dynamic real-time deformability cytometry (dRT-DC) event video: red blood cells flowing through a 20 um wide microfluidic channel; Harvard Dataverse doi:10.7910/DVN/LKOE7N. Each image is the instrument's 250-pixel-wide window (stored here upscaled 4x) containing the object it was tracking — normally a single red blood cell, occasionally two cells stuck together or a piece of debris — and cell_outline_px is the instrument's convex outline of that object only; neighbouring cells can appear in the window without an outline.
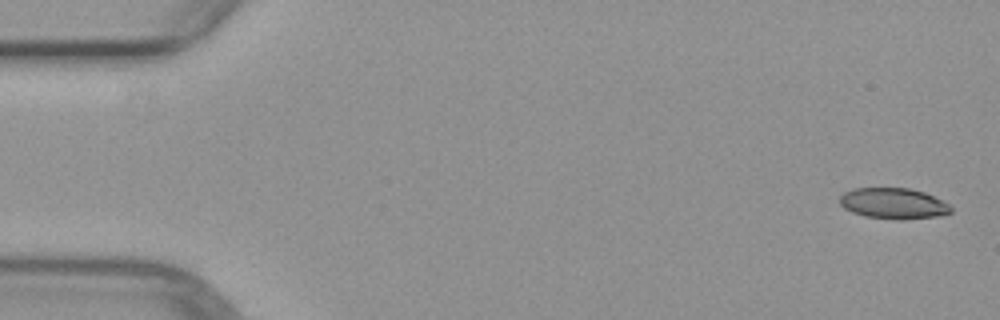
{"species": "common noctule bat (a hibernating species)", "species_latin": "Nyctalus noctula", "temperature_condition": "warm", "stored_images_in_passage": 2, "camera_frame_rate_fps": 3000, "um_per_image_px": 0.085, "animal": {"sex": "female", "body_mass_g": 29.2, "forearm_length_mm": 56.3}, "frame": {"image": 1, "passage_image": 2, "time_ms": 1.0, "image_size_px": [1000, 320], "cell_outline_px": [[952, 212], [940, 216], [864, 216], [852, 212], [844, 208], [840, 204], [840, 196], [844, 192], [852, 188], [908, 188], [924, 192], [948, 204], [952, 208]], "centroid_in_image_um": [75.88, 17.23], "position_along_channel_um": 9.1, "area_um2": 18.9}}